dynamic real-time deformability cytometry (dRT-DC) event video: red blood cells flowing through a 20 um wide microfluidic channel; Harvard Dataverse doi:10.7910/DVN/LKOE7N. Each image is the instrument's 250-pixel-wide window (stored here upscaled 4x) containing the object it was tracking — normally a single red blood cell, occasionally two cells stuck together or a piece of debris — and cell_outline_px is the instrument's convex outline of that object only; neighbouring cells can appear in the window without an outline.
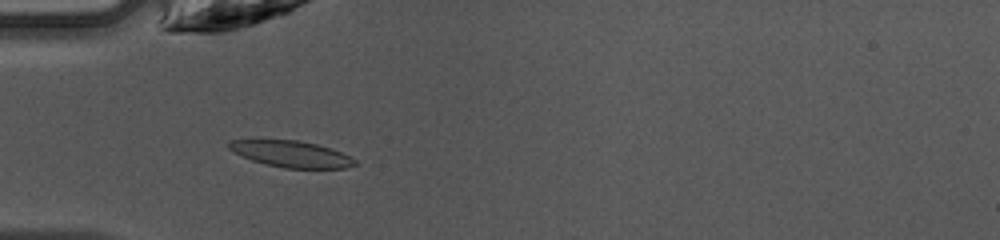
{"species": "common noctule bat (a hibernating species)", "species_latin": "Nyctalus noctula", "temperature_condition": "warm", "stored_images_in_passage": 33, "camera_frame_rate_fps": 3000, "um_per_image_px": 0.085, "animal": {"sex": "female", "body_mass_g": 10.0, "forearm_length_mm": 53.1}, "frame": {"image": 1, "passage_image": 7, "time_ms": 2.0, "image_size_px": [1000, 240], "cell_outline_px": [[356, 164], [344, 168], [284, 168], [264, 164], [252, 160], [228, 148], [228, 140], [296, 140], [316, 144], [340, 152], [356, 160]], "centroid_in_image_um": [24.74, 13.09], "position_along_channel_um": 60.3, "area_um2": 18.96}}
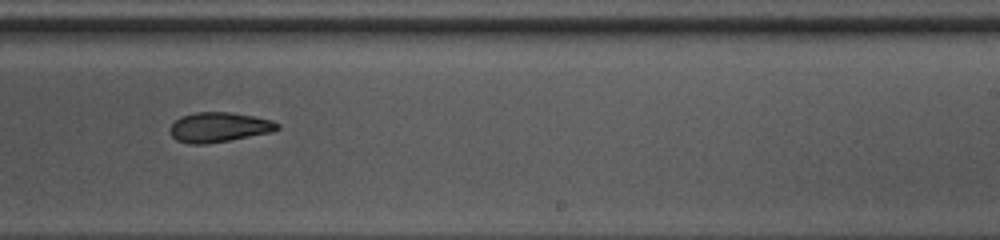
{"frame": {"image": 2, "passage_image": 22, "time_ms": 7.0, "image_size_px": [1000, 240], "cell_outline_px": [[280, 128], [272, 132], [228, 140], [204, 144], [188, 144], [176, 140], [168, 132], [168, 128], [180, 116], [196, 112], [232, 112], [272, 120], [280, 124]], "centroid_in_image_um": [18.58, 10.81], "position_along_channel_um": 270.4, "area_um2": 18.73}}
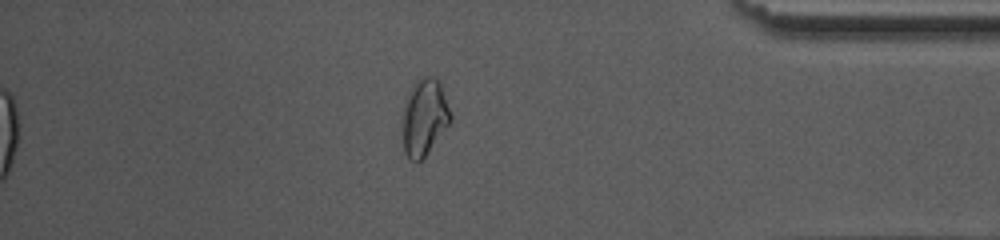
{"frame": {"image": 3, "passage_image": 33, "time_ms": 10.667, "image_size_px": [1000, 240], "cell_outline_px": [[452, 120], [424, 156], [416, 164], [408, 160], [404, 152], [400, 120], [404, 104], [408, 92], [412, 84], [420, 76], [432, 76], [440, 80], [452, 116]], "centroid_in_image_um": [36.02, 9.95], "position_along_channel_um": 399.2, "area_um2": 22.14}, "authors_computed_cell_mechanics": {"area_um2": 19.4208, "velocity_mm_per_s": 4.2437, "shape_relaxation_time_tau1_ms": 7.8309, "shape_relaxation_time_tau2_ms": 3.6917, "deformation_change_tau1": 0.1982, "deformation_change_tau2": 0.1025}}